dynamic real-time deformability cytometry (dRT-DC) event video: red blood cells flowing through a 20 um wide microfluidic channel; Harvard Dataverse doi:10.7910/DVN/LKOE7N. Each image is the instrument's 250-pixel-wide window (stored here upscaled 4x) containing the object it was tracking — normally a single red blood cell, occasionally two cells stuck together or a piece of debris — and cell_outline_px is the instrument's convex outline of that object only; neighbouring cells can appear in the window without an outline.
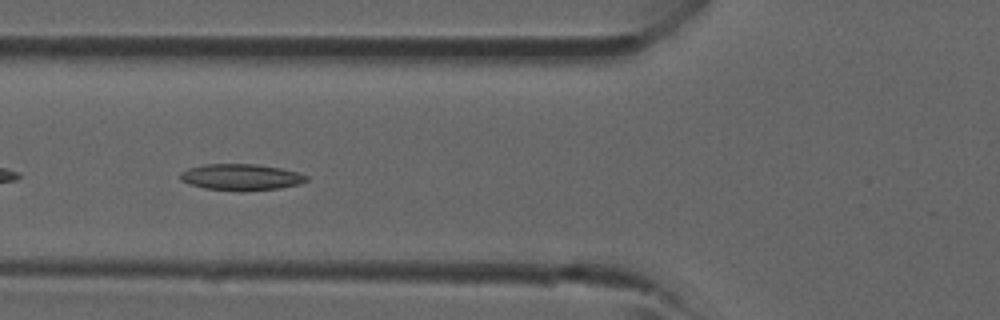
{"species": "common noctule bat (a hibernating species)", "species_latin": "Nyctalus noctula", "temperature_condition": "room temperature", "stored_images_in_passage": 3, "camera_frame_rate_fps": 3000, "um_per_image_px": 0.085, "animal": {"sex": "male", "forearm_length_mm": 52.5}, "frame": {"image": 1, "passage_image": 3, "time_ms": 2.333, "image_size_px": [1000, 320], "cell_outline_px": [[308, 180], [300, 184], [280, 188], [204, 188], [188, 184], [180, 180], [180, 172], [188, 168], [204, 164], [256, 164], [280, 168], [296, 172], [308, 176]], "centroid_in_image_um": [20.46, 15.0], "position_along_channel_um": 105.3, "area_um2": 18.5}}